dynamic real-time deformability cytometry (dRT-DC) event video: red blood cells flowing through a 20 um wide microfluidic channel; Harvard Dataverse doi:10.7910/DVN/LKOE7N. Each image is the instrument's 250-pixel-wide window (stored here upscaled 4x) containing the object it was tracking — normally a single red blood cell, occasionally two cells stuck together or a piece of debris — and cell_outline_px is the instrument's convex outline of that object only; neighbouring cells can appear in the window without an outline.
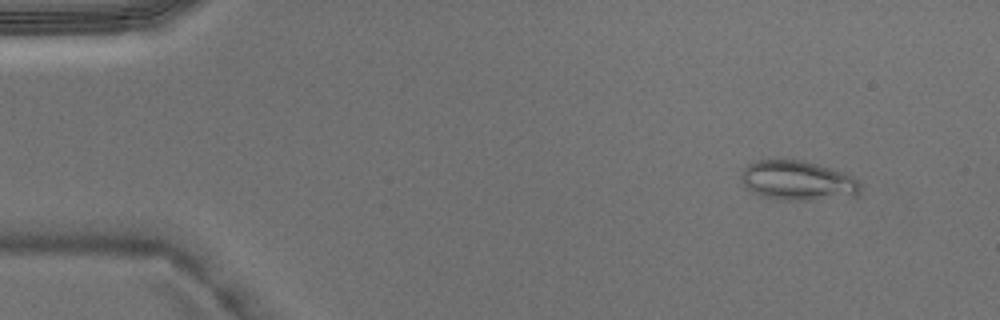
{"species": "Egyptian fruit bat (a non-hibernating species)", "species_latin": "Rousettus aegyptiacus", "temperature_condition": "warm", "stored_images_in_passage": 3, "camera_frame_rate_fps": 3000, "um_per_image_px": 0.085, "animal": {"sex": "male"}, "frame": {"image": 1, "passage_image": 2, "time_ms": 0.333, "image_size_px": [1000, 320], "cell_outline_px": [[860, 184], [856, 192], [804, 200], [780, 200], [764, 196], [752, 192], [740, 180], [740, 176], [744, 168], [748, 164], [756, 160], [804, 160], [848, 172]], "centroid_in_image_um": [67.7, 15.29], "position_along_channel_um": 17.3, "area_um2": 26.76}}